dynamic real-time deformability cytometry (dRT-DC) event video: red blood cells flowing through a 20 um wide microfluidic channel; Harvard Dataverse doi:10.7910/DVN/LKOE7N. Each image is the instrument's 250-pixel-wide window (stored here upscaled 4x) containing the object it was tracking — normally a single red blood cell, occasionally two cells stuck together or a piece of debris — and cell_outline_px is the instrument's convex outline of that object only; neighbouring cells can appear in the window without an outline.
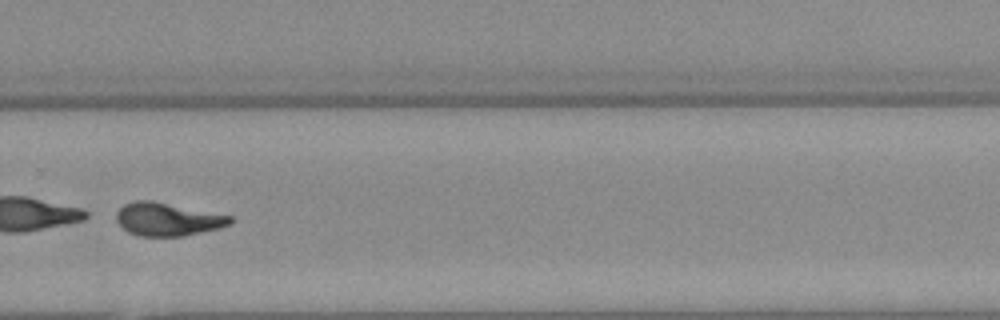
{"species": "Egyptian fruit bat (a non-hibernating species)", "species_latin": "Rousettus aegyptiacus", "temperature_condition": "warm", "stored_images_in_passage": 52, "camera_frame_rate_fps": 3000, "um_per_image_px": 0.085, "animal": {"sex": "female"}, "frame": {"image": 1, "passage_image": 37, "time_ms": 12.0, "image_size_px": [1000, 320], "cell_outline_px": [[232, 224], [220, 228], [184, 236], [140, 236], [128, 232], [116, 220], [116, 212], [124, 204], [136, 200], [152, 200], [232, 216]], "centroid_in_image_um": [14.25, 18.63], "position_along_channel_um": 315.5, "area_um2": 21.96}}